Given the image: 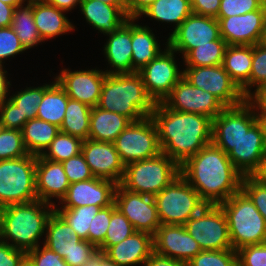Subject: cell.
Instances as JSON below:
<instances>
[{
	"mask_svg": "<svg viewBox=\"0 0 266 266\" xmlns=\"http://www.w3.org/2000/svg\"><path fill=\"white\" fill-rule=\"evenodd\" d=\"M180 175L207 205H219L238 193L243 177L228 154L213 143L180 165Z\"/></svg>",
	"mask_w": 266,
	"mask_h": 266,
	"instance_id": "obj_1",
	"label": "cell"
},
{
	"mask_svg": "<svg viewBox=\"0 0 266 266\" xmlns=\"http://www.w3.org/2000/svg\"><path fill=\"white\" fill-rule=\"evenodd\" d=\"M154 121L162 153L179 166L212 143V119L200 114L174 111L156 103L150 116Z\"/></svg>",
	"mask_w": 266,
	"mask_h": 266,
	"instance_id": "obj_2",
	"label": "cell"
},
{
	"mask_svg": "<svg viewBox=\"0 0 266 266\" xmlns=\"http://www.w3.org/2000/svg\"><path fill=\"white\" fill-rule=\"evenodd\" d=\"M54 209L55 205L39 199L1 208L0 240L25 253L37 248Z\"/></svg>",
	"mask_w": 266,
	"mask_h": 266,
	"instance_id": "obj_3",
	"label": "cell"
},
{
	"mask_svg": "<svg viewBox=\"0 0 266 266\" xmlns=\"http://www.w3.org/2000/svg\"><path fill=\"white\" fill-rule=\"evenodd\" d=\"M156 103L138 72L106 74L97 107L136 122L152 115Z\"/></svg>",
	"mask_w": 266,
	"mask_h": 266,
	"instance_id": "obj_4",
	"label": "cell"
},
{
	"mask_svg": "<svg viewBox=\"0 0 266 266\" xmlns=\"http://www.w3.org/2000/svg\"><path fill=\"white\" fill-rule=\"evenodd\" d=\"M219 206L227 219L232 249L266 242V221L242 190Z\"/></svg>",
	"mask_w": 266,
	"mask_h": 266,
	"instance_id": "obj_5",
	"label": "cell"
},
{
	"mask_svg": "<svg viewBox=\"0 0 266 266\" xmlns=\"http://www.w3.org/2000/svg\"><path fill=\"white\" fill-rule=\"evenodd\" d=\"M178 175L180 166L161 152L153 158L125 165L120 185L131 192L155 196Z\"/></svg>",
	"mask_w": 266,
	"mask_h": 266,
	"instance_id": "obj_6",
	"label": "cell"
},
{
	"mask_svg": "<svg viewBox=\"0 0 266 266\" xmlns=\"http://www.w3.org/2000/svg\"><path fill=\"white\" fill-rule=\"evenodd\" d=\"M37 199L36 156L0 160V209Z\"/></svg>",
	"mask_w": 266,
	"mask_h": 266,
	"instance_id": "obj_7",
	"label": "cell"
},
{
	"mask_svg": "<svg viewBox=\"0 0 266 266\" xmlns=\"http://www.w3.org/2000/svg\"><path fill=\"white\" fill-rule=\"evenodd\" d=\"M154 199L161 224L184 225L207 205L181 175L155 195Z\"/></svg>",
	"mask_w": 266,
	"mask_h": 266,
	"instance_id": "obj_8",
	"label": "cell"
},
{
	"mask_svg": "<svg viewBox=\"0 0 266 266\" xmlns=\"http://www.w3.org/2000/svg\"><path fill=\"white\" fill-rule=\"evenodd\" d=\"M124 165L153 158L162 150L152 118L131 122L113 142Z\"/></svg>",
	"mask_w": 266,
	"mask_h": 266,
	"instance_id": "obj_9",
	"label": "cell"
},
{
	"mask_svg": "<svg viewBox=\"0 0 266 266\" xmlns=\"http://www.w3.org/2000/svg\"><path fill=\"white\" fill-rule=\"evenodd\" d=\"M258 120V113L247 100L225 107L212 120V143L228 154Z\"/></svg>",
	"mask_w": 266,
	"mask_h": 266,
	"instance_id": "obj_10",
	"label": "cell"
},
{
	"mask_svg": "<svg viewBox=\"0 0 266 266\" xmlns=\"http://www.w3.org/2000/svg\"><path fill=\"white\" fill-rule=\"evenodd\" d=\"M184 226L202 250L232 249L227 219L219 205H206Z\"/></svg>",
	"mask_w": 266,
	"mask_h": 266,
	"instance_id": "obj_11",
	"label": "cell"
},
{
	"mask_svg": "<svg viewBox=\"0 0 266 266\" xmlns=\"http://www.w3.org/2000/svg\"><path fill=\"white\" fill-rule=\"evenodd\" d=\"M165 45L164 51L138 71L148 95L155 103L163 102L184 75V71H180L176 64L177 52Z\"/></svg>",
	"mask_w": 266,
	"mask_h": 266,
	"instance_id": "obj_12",
	"label": "cell"
},
{
	"mask_svg": "<svg viewBox=\"0 0 266 266\" xmlns=\"http://www.w3.org/2000/svg\"><path fill=\"white\" fill-rule=\"evenodd\" d=\"M185 77L193 86L216 96L226 107L242 104L246 97L222 65L186 67Z\"/></svg>",
	"mask_w": 266,
	"mask_h": 266,
	"instance_id": "obj_13",
	"label": "cell"
},
{
	"mask_svg": "<svg viewBox=\"0 0 266 266\" xmlns=\"http://www.w3.org/2000/svg\"><path fill=\"white\" fill-rule=\"evenodd\" d=\"M114 203L136 231L155 235L161 223L154 196L131 192L118 184Z\"/></svg>",
	"mask_w": 266,
	"mask_h": 266,
	"instance_id": "obj_14",
	"label": "cell"
},
{
	"mask_svg": "<svg viewBox=\"0 0 266 266\" xmlns=\"http://www.w3.org/2000/svg\"><path fill=\"white\" fill-rule=\"evenodd\" d=\"M220 29L216 18L201 16L192 13L167 39V45L183 54V58L198 45L209 44L214 40H219Z\"/></svg>",
	"mask_w": 266,
	"mask_h": 266,
	"instance_id": "obj_15",
	"label": "cell"
},
{
	"mask_svg": "<svg viewBox=\"0 0 266 266\" xmlns=\"http://www.w3.org/2000/svg\"><path fill=\"white\" fill-rule=\"evenodd\" d=\"M163 103L174 111L204 115L212 120L226 107L216 96L182 77Z\"/></svg>",
	"mask_w": 266,
	"mask_h": 266,
	"instance_id": "obj_16",
	"label": "cell"
},
{
	"mask_svg": "<svg viewBox=\"0 0 266 266\" xmlns=\"http://www.w3.org/2000/svg\"><path fill=\"white\" fill-rule=\"evenodd\" d=\"M266 3L259 9L243 15L217 17L220 36L227 45H255L263 41Z\"/></svg>",
	"mask_w": 266,
	"mask_h": 266,
	"instance_id": "obj_17",
	"label": "cell"
},
{
	"mask_svg": "<svg viewBox=\"0 0 266 266\" xmlns=\"http://www.w3.org/2000/svg\"><path fill=\"white\" fill-rule=\"evenodd\" d=\"M106 72L89 69L71 71L63 69L54 78L70 99L80 101L90 107L98 105Z\"/></svg>",
	"mask_w": 266,
	"mask_h": 266,
	"instance_id": "obj_18",
	"label": "cell"
},
{
	"mask_svg": "<svg viewBox=\"0 0 266 266\" xmlns=\"http://www.w3.org/2000/svg\"><path fill=\"white\" fill-rule=\"evenodd\" d=\"M154 252L188 263L202 251L184 225L161 224L153 236Z\"/></svg>",
	"mask_w": 266,
	"mask_h": 266,
	"instance_id": "obj_19",
	"label": "cell"
},
{
	"mask_svg": "<svg viewBox=\"0 0 266 266\" xmlns=\"http://www.w3.org/2000/svg\"><path fill=\"white\" fill-rule=\"evenodd\" d=\"M81 153L94 177L120 184L125 165L111 142L84 140Z\"/></svg>",
	"mask_w": 266,
	"mask_h": 266,
	"instance_id": "obj_20",
	"label": "cell"
},
{
	"mask_svg": "<svg viewBox=\"0 0 266 266\" xmlns=\"http://www.w3.org/2000/svg\"><path fill=\"white\" fill-rule=\"evenodd\" d=\"M117 183L94 177L70 184L66 196L61 200L60 208H74L94 205L101 208L114 203Z\"/></svg>",
	"mask_w": 266,
	"mask_h": 266,
	"instance_id": "obj_21",
	"label": "cell"
},
{
	"mask_svg": "<svg viewBox=\"0 0 266 266\" xmlns=\"http://www.w3.org/2000/svg\"><path fill=\"white\" fill-rule=\"evenodd\" d=\"M266 152V139L262 123L258 120L228 153L234 167L243 175H251Z\"/></svg>",
	"mask_w": 266,
	"mask_h": 266,
	"instance_id": "obj_22",
	"label": "cell"
},
{
	"mask_svg": "<svg viewBox=\"0 0 266 266\" xmlns=\"http://www.w3.org/2000/svg\"><path fill=\"white\" fill-rule=\"evenodd\" d=\"M70 183L60 162L36 156V194L39 200L55 205L51 198L60 202L66 196Z\"/></svg>",
	"mask_w": 266,
	"mask_h": 266,
	"instance_id": "obj_23",
	"label": "cell"
},
{
	"mask_svg": "<svg viewBox=\"0 0 266 266\" xmlns=\"http://www.w3.org/2000/svg\"><path fill=\"white\" fill-rule=\"evenodd\" d=\"M106 35L109 36V39L103 51L108 64L114 69L106 70V74L133 73L132 18L114 32Z\"/></svg>",
	"mask_w": 266,
	"mask_h": 266,
	"instance_id": "obj_24",
	"label": "cell"
},
{
	"mask_svg": "<svg viewBox=\"0 0 266 266\" xmlns=\"http://www.w3.org/2000/svg\"><path fill=\"white\" fill-rule=\"evenodd\" d=\"M153 252V236L136 231L122 242L110 246L104 253L118 266H133L144 265Z\"/></svg>",
	"mask_w": 266,
	"mask_h": 266,
	"instance_id": "obj_25",
	"label": "cell"
},
{
	"mask_svg": "<svg viewBox=\"0 0 266 266\" xmlns=\"http://www.w3.org/2000/svg\"><path fill=\"white\" fill-rule=\"evenodd\" d=\"M79 6L88 24L104 35L114 32L130 19L120 7L98 0H81Z\"/></svg>",
	"mask_w": 266,
	"mask_h": 266,
	"instance_id": "obj_26",
	"label": "cell"
},
{
	"mask_svg": "<svg viewBox=\"0 0 266 266\" xmlns=\"http://www.w3.org/2000/svg\"><path fill=\"white\" fill-rule=\"evenodd\" d=\"M253 58V46L228 45L222 66L230 78L238 85L243 95H250V73Z\"/></svg>",
	"mask_w": 266,
	"mask_h": 266,
	"instance_id": "obj_27",
	"label": "cell"
},
{
	"mask_svg": "<svg viewBox=\"0 0 266 266\" xmlns=\"http://www.w3.org/2000/svg\"><path fill=\"white\" fill-rule=\"evenodd\" d=\"M64 12L45 0H33L34 22L43 42L75 29Z\"/></svg>",
	"mask_w": 266,
	"mask_h": 266,
	"instance_id": "obj_28",
	"label": "cell"
},
{
	"mask_svg": "<svg viewBox=\"0 0 266 266\" xmlns=\"http://www.w3.org/2000/svg\"><path fill=\"white\" fill-rule=\"evenodd\" d=\"M131 122L124 115L105 111L97 106L92 107L88 139L113 143Z\"/></svg>",
	"mask_w": 266,
	"mask_h": 266,
	"instance_id": "obj_29",
	"label": "cell"
},
{
	"mask_svg": "<svg viewBox=\"0 0 266 266\" xmlns=\"http://www.w3.org/2000/svg\"><path fill=\"white\" fill-rule=\"evenodd\" d=\"M45 233L44 246L63 259L69 257L81 241L73 228L55 210L48 219Z\"/></svg>",
	"mask_w": 266,
	"mask_h": 266,
	"instance_id": "obj_30",
	"label": "cell"
},
{
	"mask_svg": "<svg viewBox=\"0 0 266 266\" xmlns=\"http://www.w3.org/2000/svg\"><path fill=\"white\" fill-rule=\"evenodd\" d=\"M132 18V65L138 72L162 51L150 27L135 24Z\"/></svg>",
	"mask_w": 266,
	"mask_h": 266,
	"instance_id": "obj_31",
	"label": "cell"
},
{
	"mask_svg": "<svg viewBox=\"0 0 266 266\" xmlns=\"http://www.w3.org/2000/svg\"><path fill=\"white\" fill-rule=\"evenodd\" d=\"M68 98L67 93L56 80L51 84H45V93L38 105L36 118L60 128L66 112Z\"/></svg>",
	"mask_w": 266,
	"mask_h": 266,
	"instance_id": "obj_32",
	"label": "cell"
},
{
	"mask_svg": "<svg viewBox=\"0 0 266 266\" xmlns=\"http://www.w3.org/2000/svg\"><path fill=\"white\" fill-rule=\"evenodd\" d=\"M59 127L40 119L28 120L22 129L23 142L29 154L40 156L49 147Z\"/></svg>",
	"mask_w": 266,
	"mask_h": 266,
	"instance_id": "obj_33",
	"label": "cell"
},
{
	"mask_svg": "<svg viewBox=\"0 0 266 266\" xmlns=\"http://www.w3.org/2000/svg\"><path fill=\"white\" fill-rule=\"evenodd\" d=\"M191 0H157L141 14L160 22L174 23V31L191 15Z\"/></svg>",
	"mask_w": 266,
	"mask_h": 266,
	"instance_id": "obj_34",
	"label": "cell"
},
{
	"mask_svg": "<svg viewBox=\"0 0 266 266\" xmlns=\"http://www.w3.org/2000/svg\"><path fill=\"white\" fill-rule=\"evenodd\" d=\"M26 2L25 6L21 4L14 9L11 27L17 34L21 45L28 50L43 41L34 22L33 0Z\"/></svg>",
	"mask_w": 266,
	"mask_h": 266,
	"instance_id": "obj_35",
	"label": "cell"
},
{
	"mask_svg": "<svg viewBox=\"0 0 266 266\" xmlns=\"http://www.w3.org/2000/svg\"><path fill=\"white\" fill-rule=\"evenodd\" d=\"M92 107L68 98V104L60 131L80 139L87 140L90 129Z\"/></svg>",
	"mask_w": 266,
	"mask_h": 266,
	"instance_id": "obj_36",
	"label": "cell"
},
{
	"mask_svg": "<svg viewBox=\"0 0 266 266\" xmlns=\"http://www.w3.org/2000/svg\"><path fill=\"white\" fill-rule=\"evenodd\" d=\"M227 43L223 38L198 45L193 48L184 58L186 67H205L222 65Z\"/></svg>",
	"mask_w": 266,
	"mask_h": 266,
	"instance_id": "obj_37",
	"label": "cell"
},
{
	"mask_svg": "<svg viewBox=\"0 0 266 266\" xmlns=\"http://www.w3.org/2000/svg\"><path fill=\"white\" fill-rule=\"evenodd\" d=\"M100 209L101 207L94 205L59 209L55 205L54 210L73 228L81 240L88 241L90 223Z\"/></svg>",
	"mask_w": 266,
	"mask_h": 266,
	"instance_id": "obj_38",
	"label": "cell"
},
{
	"mask_svg": "<svg viewBox=\"0 0 266 266\" xmlns=\"http://www.w3.org/2000/svg\"><path fill=\"white\" fill-rule=\"evenodd\" d=\"M82 144V139L60 131L41 156L61 163L81 153Z\"/></svg>",
	"mask_w": 266,
	"mask_h": 266,
	"instance_id": "obj_39",
	"label": "cell"
},
{
	"mask_svg": "<svg viewBox=\"0 0 266 266\" xmlns=\"http://www.w3.org/2000/svg\"><path fill=\"white\" fill-rule=\"evenodd\" d=\"M134 232H136V230L133 225L117 208H115L111 213V219L104 242L98 247V250L105 252L110 246L122 242Z\"/></svg>",
	"mask_w": 266,
	"mask_h": 266,
	"instance_id": "obj_40",
	"label": "cell"
},
{
	"mask_svg": "<svg viewBox=\"0 0 266 266\" xmlns=\"http://www.w3.org/2000/svg\"><path fill=\"white\" fill-rule=\"evenodd\" d=\"M44 93L45 85L26 87L10 96L9 99L18 107L21 118L30 120L37 117L38 105L41 103Z\"/></svg>",
	"mask_w": 266,
	"mask_h": 266,
	"instance_id": "obj_41",
	"label": "cell"
},
{
	"mask_svg": "<svg viewBox=\"0 0 266 266\" xmlns=\"http://www.w3.org/2000/svg\"><path fill=\"white\" fill-rule=\"evenodd\" d=\"M187 266H238L237 251L234 249L225 250H202Z\"/></svg>",
	"mask_w": 266,
	"mask_h": 266,
	"instance_id": "obj_42",
	"label": "cell"
},
{
	"mask_svg": "<svg viewBox=\"0 0 266 266\" xmlns=\"http://www.w3.org/2000/svg\"><path fill=\"white\" fill-rule=\"evenodd\" d=\"M28 154L22 131L3 129L0 134V160L21 158Z\"/></svg>",
	"mask_w": 266,
	"mask_h": 266,
	"instance_id": "obj_43",
	"label": "cell"
},
{
	"mask_svg": "<svg viewBox=\"0 0 266 266\" xmlns=\"http://www.w3.org/2000/svg\"><path fill=\"white\" fill-rule=\"evenodd\" d=\"M115 208V203L108 207L101 208L90 223L88 241L97 248L104 242L111 219V213Z\"/></svg>",
	"mask_w": 266,
	"mask_h": 266,
	"instance_id": "obj_44",
	"label": "cell"
},
{
	"mask_svg": "<svg viewBox=\"0 0 266 266\" xmlns=\"http://www.w3.org/2000/svg\"><path fill=\"white\" fill-rule=\"evenodd\" d=\"M241 190L251 199L266 221V184L246 175L242 177Z\"/></svg>",
	"mask_w": 266,
	"mask_h": 266,
	"instance_id": "obj_45",
	"label": "cell"
},
{
	"mask_svg": "<svg viewBox=\"0 0 266 266\" xmlns=\"http://www.w3.org/2000/svg\"><path fill=\"white\" fill-rule=\"evenodd\" d=\"M264 82H266V43L261 42L253 45L250 94L253 86L257 88Z\"/></svg>",
	"mask_w": 266,
	"mask_h": 266,
	"instance_id": "obj_46",
	"label": "cell"
},
{
	"mask_svg": "<svg viewBox=\"0 0 266 266\" xmlns=\"http://www.w3.org/2000/svg\"><path fill=\"white\" fill-rule=\"evenodd\" d=\"M266 0H221L217 17L243 15L259 10Z\"/></svg>",
	"mask_w": 266,
	"mask_h": 266,
	"instance_id": "obj_47",
	"label": "cell"
},
{
	"mask_svg": "<svg viewBox=\"0 0 266 266\" xmlns=\"http://www.w3.org/2000/svg\"><path fill=\"white\" fill-rule=\"evenodd\" d=\"M70 184L94 178L82 153L61 162Z\"/></svg>",
	"mask_w": 266,
	"mask_h": 266,
	"instance_id": "obj_48",
	"label": "cell"
},
{
	"mask_svg": "<svg viewBox=\"0 0 266 266\" xmlns=\"http://www.w3.org/2000/svg\"><path fill=\"white\" fill-rule=\"evenodd\" d=\"M238 266H266V242L237 250Z\"/></svg>",
	"mask_w": 266,
	"mask_h": 266,
	"instance_id": "obj_49",
	"label": "cell"
},
{
	"mask_svg": "<svg viewBox=\"0 0 266 266\" xmlns=\"http://www.w3.org/2000/svg\"><path fill=\"white\" fill-rule=\"evenodd\" d=\"M26 51L11 26L0 28V64L3 60Z\"/></svg>",
	"mask_w": 266,
	"mask_h": 266,
	"instance_id": "obj_50",
	"label": "cell"
},
{
	"mask_svg": "<svg viewBox=\"0 0 266 266\" xmlns=\"http://www.w3.org/2000/svg\"><path fill=\"white\" fill-rule=\"evenodd\" d=\"M26 258L33 266H69L59 254L44 245L27 252Z\"/></svg>",
	"mask_w": 266,
	"mask_h": 266,
	"instance_id": "obj_51",
	"label": "cell"
},
{
	"mask_svg": "<svg viewBox=\"0 0 266 266\" xmlns=\"http://www.w3.org/2000/svg\"><path fill=\"white\" fill-rule=\"evenodd\" d=\"M0 120L4 129L19 131H22L24 124L28 121L26 118H21L18 107L10 99L0 105Z\"/></svg>",
	"mask_w": 266,
	"mask_h": 266,
	"instance_id": "obj_52",
	"label": "cell"
},
{
	"mask_svg": "<svg viewBox=\"0 0 266 266\" xmlns=\"http://www.w3.org/2000/svg\"><path fill=\"white\" fill-rule=\"evenodd\" d=\"M98 251V248L87 240H81L77 243V247L72 251L69 257L64 260L69 266H81L92 255Z\"/></svg>",
	"mask_w": 266,
	"mask_h": 266,
	"instance_id": "obj_53",
	"label": "cell"
},
{
	"mask_svg": "<svg viewBox=\"0 0 266 266\" xmlns=\"http://www.w3.org/2000/svg\"><path fill=\"white\" fill-rule=\"evenodd\" d=\"M26 253L0 240V266H19Z\"/></svg>",
	"mask_w": 266,
	"mask_h": 266,
	"instance_id": "obj_54",
	"label": "cell"
},
{
	"mask_svg": "<svg viewBox=\"0 0 266 266\" xmlns=\"http://www.w3.org/2000/svg\"><path fill=\"white\" fill-rule=\"evenodd\" d=\"M221 0H191L192 12L217 19Z\"/></svg>",
	"mask_w": 266,
	"mask_h": 266,
	"instance_id": "obj_55",
	"label": "cell"
},
{
	"mask_svg": "<svg viewBox=\"0 0 266 266\" xmlns=\"http://www.w3.org/2000/svg\"><path fill=\"white\" fill-rule=\"evenodd\" d=\"M255 111H266V82L257 87L254 92L246 98Z\"/></svg>",
	"mask_w": 266,
	"mask_h": 266,
	"instance_id": "obj_56",
	"label": "cell"
},
{
	"mask_svg": "<svg viewBox=\"0 0 266 266\" xmlns=\"http://www.w3.org/2000/svg\"><path fill=\"white\" fill-rule=\"evenodd\" d=\"M157 0H126V14L129 18L138 19L140 14Z\"/></svg>",
	"mask_w": 266,
	"mask_h": 266,
	"instance_id": "obj_57",
	"label": "cell"
},
{
	"mask_svg": "<svg viewBox=\"0 0 266 266\" xmlns=\"http://www.w3.org/2000/svg\"><path fill=\"white\" fill-rule=\"evenodd\" d=\"M144 266H187L186 263L172 259L170 257H165L158 255L155 252L144 263Z\"/></svg>",
	"mask_w": 266,
	"mask_h": 266,
	"instance_id": "obj_58",
	"label": "cell"
},
{
	"mask_svg": "<svg viewBox=\"0 0 266 266\" xmlns=\"http://www.w3.org/2000/svg\"><path fill=\"white\" fill-rule=\"evenodd\" d=\"M14 9V6L7 5L0 0V28L11 26Z\"/></svg>",
	"mask_w": 266,
	"mask_h": 266,
	"instance_id": "obj_59",
	"label": "cell"
},
{
	"mask_svg": "<svg viewBox=\"0 0 266 266\" xmlns=\"http://www.w3.org/2000/svg\"><path fill=\"white\" fill-rule=\"evenodd\" d=\"M3 67L4 65L0 64V105L9 99L7 95L11 86L10 81L7 79L8 77H6L8 72Z\"/></svg>",
	"mask_w": 266,
	"mask_h": 266,
	"instance_id": "obj_60",
	"label": "cell"
},
{
	"mask_svg": "<svg viewBox=\"0 0 266 266\" xmlns=\"http://www.w3.org/2000/svg\"><path fill=\"white\" fill-rule=\"evenodd\" d=\"M48 4L64 11H70L80 4L81 0H45Z\"/></svg>",
	"mask_w": 266,
	"mask_h": 266,
	"instance_id": "obj_61",
	"label": "cell"
},
{
	"mask_svg": "<svg viewBox=\"0 0 266 266\" xmlns=\"http://www.w3.org/2000/svg\"><path fill=\"white\" fill-rule=\"evenodd\" d=\"M258 182L266 184V152L262 156L258 168L251 174Z\"/></svg>",
	"mask_w": 266,
	"mask_h": 266,
	"instance_id": "obj_62",
	"label": "cell"
},
{
	"mask_svg": "<svg viewBox=\"0 0 266 266\" xmlns=\"http://www.w3.org/2000/svg\"><path fill=\"white\" fill-rule=\"evenodd\" d=\"M81 266H100V250H98L94 255H92Z\"/></svg>",
	"mask_w": 266,
	"mask_h": 266,
	"instance_id": "obj_63",
	"label": "cell"
},
{
	"mask_svg": "<svg viewBox=\"0 0 266 266\" xmlns=\"http://www.w3.org/2000/svg\"><path fill=\"white\" fill-rule=\"evenodd\" d=\"M103 3L120 7L126 13V0H98Z\"/></svg>",
	"mask_w": 266,
	"mask_h": 266,
	"instance_id": "obj_64",
	"label": "cell"
},
{
	"mask_svg": "<svg viewBox=\"0 0 266 266\" xmlns=\"http://www.w3.org/2000/svg\"><path fill=\"white\" fill-rule=\"evenodd\" d=\"M100 266H118L110 260L103 251H100Z\"/></svg>",
	"mask_w": 266,
	"mask_h": 266,
	"instance_id": "obj_65",
	"label": "cell"
},
{
	"mask_svg": "<svg viewBox=\"0 0 266 266\" xmlns=\"http://www.w3.org/2000/svg\"><path fill=\"white\" fill-rule=\"evenodd\" d=\"M258 113L259 121L262 123L266 139V111H256Z\"/></svg>",
	"mask_w": 266,
	"mask_h": 266,
	"instance_id": "obj_66",
	"label": "cell"
},
{
	"mask_svg": "<svg viewBox=\"0 0 266 266\" xmlns=\"http://www.w3.org/2000/svg\"><path fill=\"white\" fill-rule=\"evenodd\" d=\"M3 3L10 5V6H14L15 8L21 4L25 5V1L27 0H1Z\"/></svg>",
	"mask_w": 266,
	"mask_h": 266,
	"instance_id": "obj_67",
	"label": "cell"
},
{
	"mask_svg": "<svg viewBox=\"0 0 266 266\" xmlns=\"http://www.w3.org/2000/svg\"><path fill=\"white\" fill-rule=\"evenodd\" d=\"M19 266H33V265L30 263V261H29L27 258H25V259L20 263Z\"/></svg>",
	"mask_w": 266,
	"mask_h": 266,
	"instance_id": "obj_68",
	"label": "cell"
},
{
	"mask_svg": "<svg viewBox=\"0 0 266 266\" xmlns=\"http://www.w3.org/2000/svg\"><path fill=\"white\" fill-rule=\"evenodd\" d=\"M264 43H266V15H265V26H264V34H263V41Z\"/></svg>",
	"mask_w": 266,
	"mask_h": 266,
	"instance_id": "obj_69",
	"label": "cell"
},
{
	"mask_svg": "<svg viewBox=\"0 0 266 266\" xmlns=\"http://www.w3.org/2000/svg\"><path fill=\"white\" fill-rule=\"evenodd\" d=\"M3 129H4V126H3V124L1 123V120H0V134L3 131Z\"/></svg>",
	"mask_w": 266,
	"mask_h": 266,
	"instance_id": "obj_70",
	"label": "cell"
}]
</instances>
